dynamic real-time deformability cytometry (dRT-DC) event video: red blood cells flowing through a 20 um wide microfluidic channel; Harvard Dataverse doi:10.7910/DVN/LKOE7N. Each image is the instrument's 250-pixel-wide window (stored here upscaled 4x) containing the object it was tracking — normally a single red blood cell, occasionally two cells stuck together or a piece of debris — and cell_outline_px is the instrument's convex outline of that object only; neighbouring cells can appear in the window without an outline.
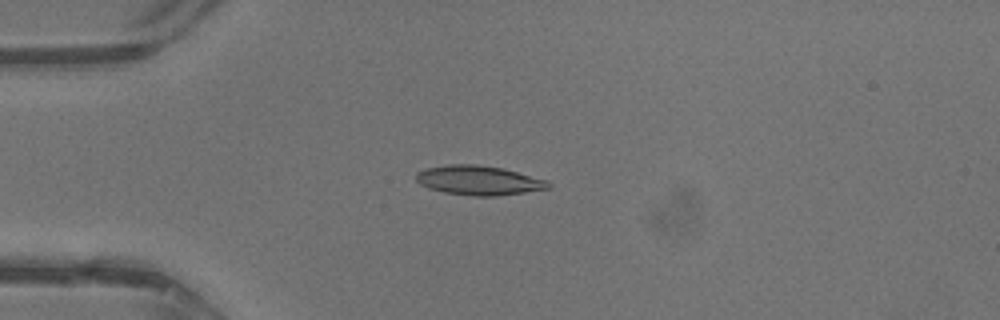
{"species": "common noctule bat (a hibernating species)", "species_latin": "Nyctalus noctula", "temperature_condition": "warm", "stored_images_in_passage": 32, "camera_frame_rate_fps": 3000, "um_per_image_px": 0.085, "animal": {"sex": "male", "body_mass_g": 13.3}, "frame": {"image": 1, "passage_image": 1, "time_ms": 0.0, "image_size_px": [1000, 320], "cell_outline_px": [[552, 188], [496, 196], [472, 196], [444, 192], [428, 188], [420, 184], [416, 180], [416, 172], [424, 168], [448, 164], [476, 164], [504, 168], [548, 180], [552, 184]], "centroid_in_image_um": [40.7, 15.32], "position_along_channel_um": 44.3, "area_um2": 22.95}}
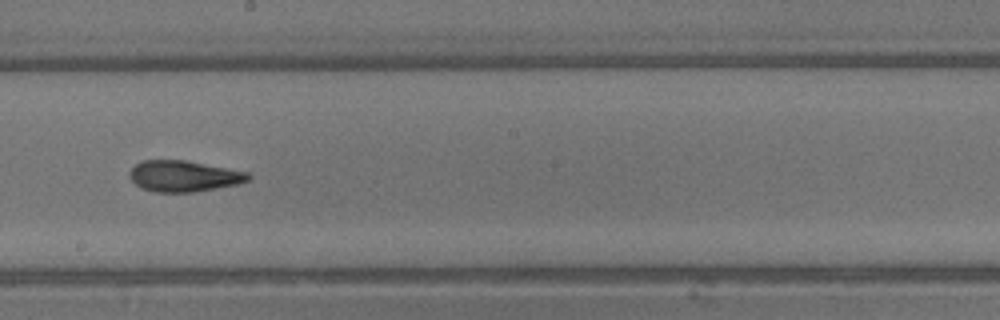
{"frame": {"image": 2, "passage_image": 14, "time_ms": 4.333, "image_size_px": [1000, 320], "cell_outline_px": [[252, 176], [248, 180], [236, 184], [216, 188], [192, 192], [156, 192], [140, 188], [128, 176], [128, 172], [140, 160], [184, 160], [248, 172]], "centroid_in_image_um": [15.58, 14.97], "position_along_channel_um": 232.6, "area_um2": 21.39}}
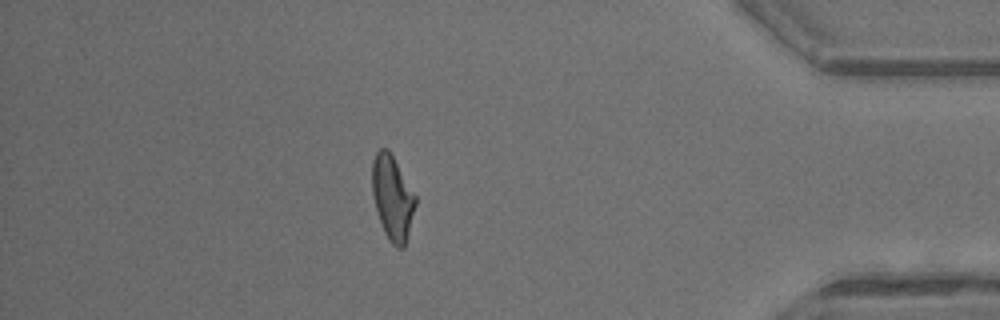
{"frame": {"image": 3, "passage_image": 27, "time_ms": 8.667, "image_size_px": [1000, 320], "cell_outline_px": [[416, 204], [404, 248], [396, 248], [388, 240], [384, 232], [376, 208], [372, 192], [372, 160], [376, 152], [380, 148], [388, 148], [416, 196]], "centroid_in_image_um": [33.35, 16.8], "position_along_channel_um": 401.9, "area_um2": 21.15}, "authors_computed_cell_mechanics": {"area_um2": 21.5016, "velocity_mm_per_s": 4.8663, "shape_relaxation_time_tau1_ms": 7.054, "shape_relaxation_time_tau2_ms": 2.2078, "deformation_change_tau1": 0.23, "deformation_change_tau2": 0.1109}}